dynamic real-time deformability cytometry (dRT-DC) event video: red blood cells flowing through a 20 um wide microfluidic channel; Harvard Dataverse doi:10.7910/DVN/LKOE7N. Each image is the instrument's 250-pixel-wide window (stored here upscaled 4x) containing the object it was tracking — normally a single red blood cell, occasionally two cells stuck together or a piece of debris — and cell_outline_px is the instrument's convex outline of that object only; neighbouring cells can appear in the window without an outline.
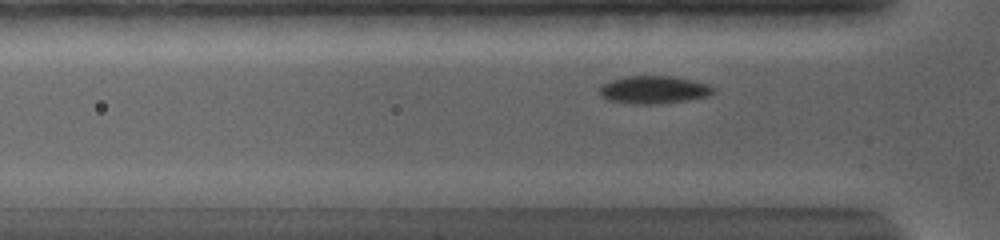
{"species": "common noctule bat (a hibernating species)", "species_latin": "Nyctalus noctula", "temperature_condition": "warm", "stored_images_in_passage": 41, "camera_frame_rate_fps": 5000, "um_per_image_px": 0.085, "animal": {"sex": "female", "body_mass_g": 19.0, "forearm_length_mm": 56.7}, "frame": {"image": 1, "passage_image": 7, "time_ms": 2.0, "image_size_px": [1000, 240], "cell_outline_px": [[716, 92], [708, 96], [688, 100], [656, 104], [636, 104], [608, 100], [600, 96], [600, 84], [612, 80], [628, 76], [672, 76], [692, 80], [708, 84], [716, 88]], "centroid_in_image_um": [55.6, 7.63], "position_along_channel_um": 70.2, "area_um2": 18.5}}
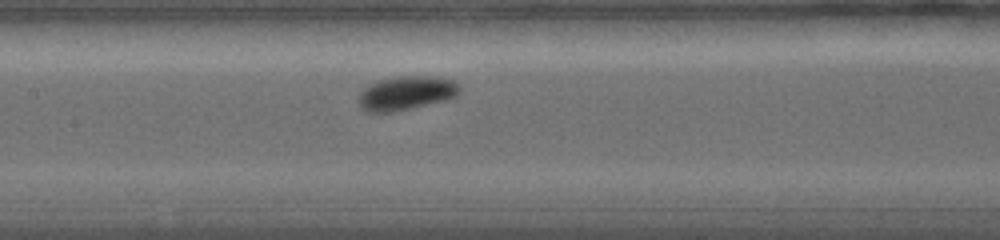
{"frame": {"image": 2, "passage_image": 16, "time_ms": 4.8, "image_size_px": [1000, 240], "cell_outline_px": [[460, 92], [456, 96], [444, 100], [408, 108], [388, 112], [364, 112], [360, 104], [360, 92], [368, 84], [376, 80], [400, 76], [436, 76], [452, 80], [460, 88]], "centroid_in_image_um": [34.5, 7.89], "position_along_channel_um": 172.9, "area_um2": 19.71}}
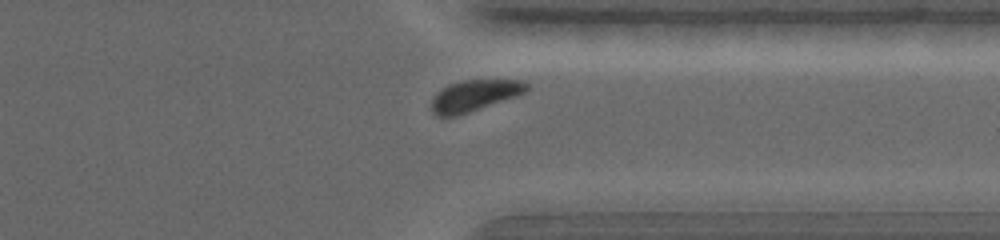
{"frame": {"image": 3, "passage_image": 32, "time_ms": 10.2, "image_size_px": [1000, 240], "cell_outline_px": [[532, 88], [528, 92], [456, 116], [436, 116], [432, 112], [432, 100], [436, 92], [448, 84], [464, 80], [520, 80], [528, 84]], "centroid_in_image_um": [40.35, 8.11], "position_along_channel_um": 371.1, "area_um2": 17.28}, "authors_computed_cell_mechanics": {"area_um2": 18.3226, "velocity_mm_per_s": 3.6643, "shape_relaxation_time_tau1_ms": 1.6858, "shape_relaxation_time_tau2_ms": null, "deformation_change_tau1": 0.1201, "deformation_change_tau2": null}}